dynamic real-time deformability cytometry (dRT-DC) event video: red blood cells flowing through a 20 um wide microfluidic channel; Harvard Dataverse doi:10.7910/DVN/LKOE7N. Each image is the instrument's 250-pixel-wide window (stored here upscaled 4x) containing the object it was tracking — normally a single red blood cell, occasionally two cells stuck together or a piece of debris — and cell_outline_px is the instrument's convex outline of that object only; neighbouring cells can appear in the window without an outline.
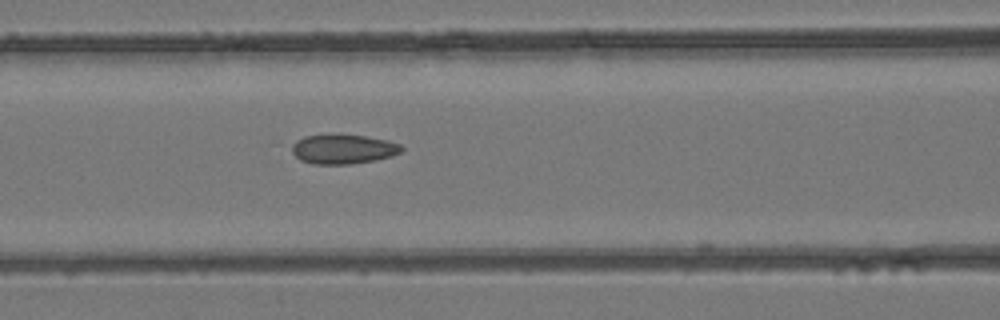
{"species": "common noctule bat (a hibernating species)", "species_latin": "Nyctalus noctula", "temperature_condition": "room temperature", "stored_images_in_passage": 8, "camera_frame_rate_fps": 3000, "um_per_image_px": 0.085, "animal": {"sex": "female", "body_mass_g": 24.6, "forearm_length_mm": 56.2}, "frame": {"image": 1, "passage_image": 5, "time_ms": 1.333, "image_size_px": [1000, 320], "cell_outline_px": [[404, 148], [400, 152], [392, 156], [376, 160], [348, 164], [312, 164], [300, 160], [292, 152], [288, 144], [304, 136], [364, 136], [388, 140], [400, 144]], "centroid_in_image_um": [29.14, 12.69], "position_along_channel_um": 137.5, "area_um2": 18.67}}